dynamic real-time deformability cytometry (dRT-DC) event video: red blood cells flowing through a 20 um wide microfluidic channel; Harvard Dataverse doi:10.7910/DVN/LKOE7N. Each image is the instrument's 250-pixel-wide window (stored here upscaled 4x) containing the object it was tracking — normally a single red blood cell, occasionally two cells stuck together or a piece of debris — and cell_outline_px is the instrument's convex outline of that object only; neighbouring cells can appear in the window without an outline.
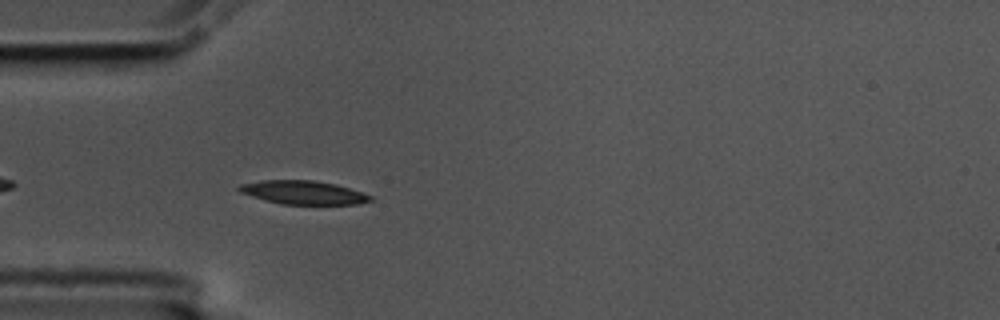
{"species": "common noctule bat (a hibernating species)", "species_latin": "Nyctalus noctula", "temperature_condition": "cold", "stored_images_in_passage": 44, "camera_frame_rate_fps": 3000, "um_per_image_px": 0.085, "animal": {"sex": "male", "body_mass_g": 17.5, "forearm_length_mm": 52.3}, "frame": {"image": 1, "passage_image": 4, "time_ms": 1.0, "image_size_px": [1000, 320], "cell_outline_px": [[376, 200], [360, 204], [280, 204], [264, 200], [240, 192], [236, 188], [240, 184], [260, 180], [312, 180], [336, 184], [372, 196]], "centroid_in_image_um": [25.78, 16.36], "position_along_channel_um": 59.2, "area_um2": 18.09}}
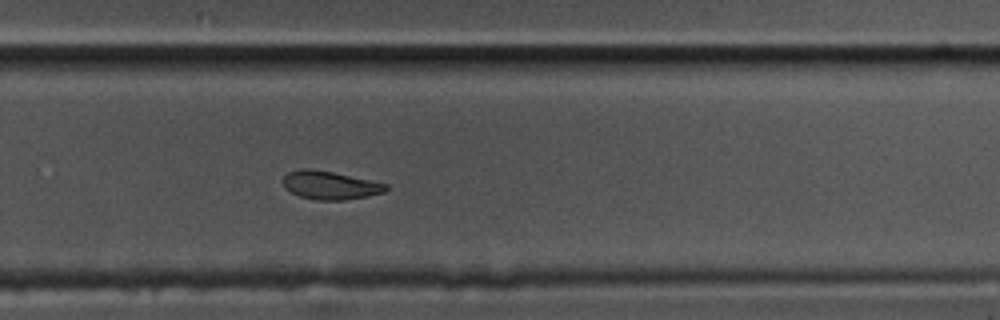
{"frame": {"image": 2, "passage_image": 25, "time_ms": 8.0, "image_size_px": [1000, 320], "cell_outline_px": [[388, 188], [384, 192], [368, 196], [344, 200], [316, 200], [300, 196], [284, 188], [284, 176], [288, 172], [300, 168], [308, 168], [332, 172], [372, 180], [388, 184]], "centroid_in_image_um": [28.07, 15.74], "position_along_channel_um": 301.7, "area_um2": 16.94}}
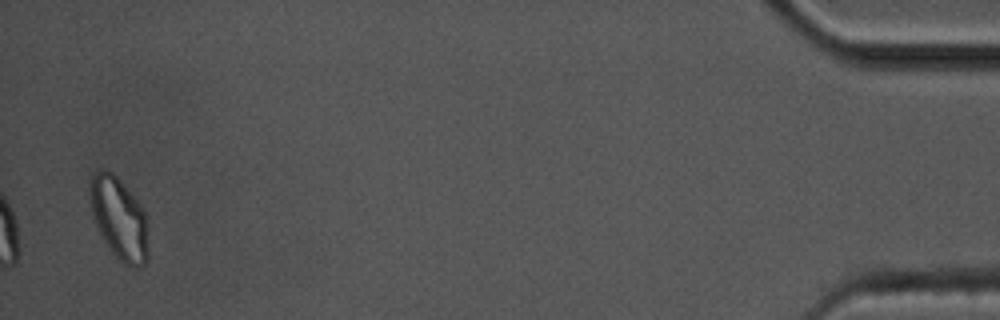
{"frame": {"image": 3, "passage_image": 43, "time_ms": 14.0, "image_size_px": [1000, 320], "cell_outline_px": [[148, 260], [140, 268], [132, 268], [116, 260], [100, 236], [92, 212], [88, 196], [88, 176], [92, 172], [100, 168], [104, 168], [112, 172], [116, 176], [144, 208], [148, 224]], "centroid_in_image_um": [10.1, 18.57], "position_along_channel_um": 425.1, "area_um2": 29.13}, "authors_computed_cell_mechanics": {"area_um2": 18.4382, "velocity_mm_per_s": 3.5194, "shape_relaxation_time_tau1_ms": 3.1797, "shape_relaxation_time_tau2_ms": 4.4964, "deformation_change_tau1": 0.1052, "deformation_change_tau2": 0.098}}